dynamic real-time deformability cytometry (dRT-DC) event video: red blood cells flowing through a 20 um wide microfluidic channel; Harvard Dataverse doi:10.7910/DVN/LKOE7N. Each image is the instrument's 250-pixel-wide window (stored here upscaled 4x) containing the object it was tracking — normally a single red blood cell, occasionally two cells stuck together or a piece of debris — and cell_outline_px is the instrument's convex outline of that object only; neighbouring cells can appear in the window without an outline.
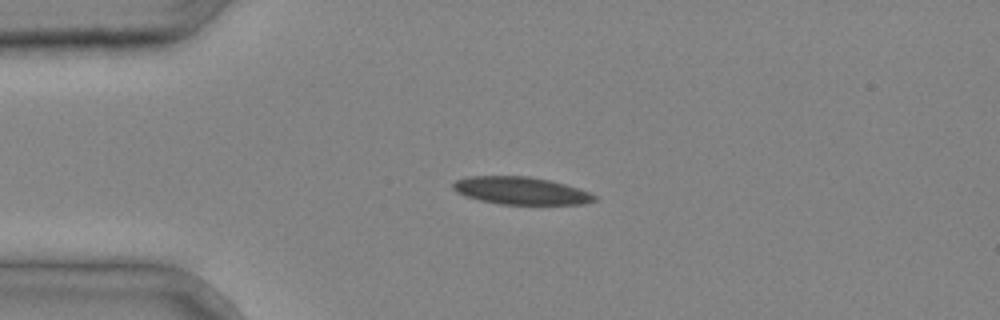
{"species": "common noctule bat (a hibernating species)", "species_latin": "Nyctalus noctula", "temperature_condition": "cold", "stored_images_in_passage": 2, "camera_frame_rate_fps": 3000, "um_per_image_px": 0.085, "animal": {"sex": "male", "body_mass_g": 20.4}, "frame": {"image": 1, "passage_image": 1, "time_ms": 0.0, "image_size_px": [1000, 320], "cell_outline_px": [[596, 200], [584, 204], [500, 204], [480, 200], [464, 196], [456, 192], [452, 188], [452, 184], [456, 180], [468, 176], [528, 176], [552, 180], [580, 188], [596, 196]], "centroid_in_image_um": [44.27, 16.2], "position_along_channel_um": 40.7, "area_um2": 22.83}}